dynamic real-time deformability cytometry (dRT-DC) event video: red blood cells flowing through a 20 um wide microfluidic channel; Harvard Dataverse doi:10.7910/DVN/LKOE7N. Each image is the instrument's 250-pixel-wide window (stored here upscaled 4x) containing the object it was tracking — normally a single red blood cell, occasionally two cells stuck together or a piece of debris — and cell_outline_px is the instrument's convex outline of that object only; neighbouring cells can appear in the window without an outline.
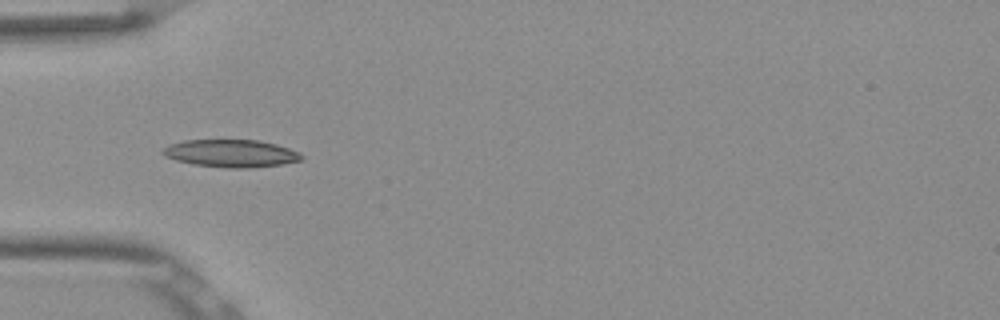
{"species": "Egyptian fruit bat (a non-hibernating species)", "species_latin": "Rousettus aegyptiacus", "temperature_condition": "room temperature", "stored_images_in_passage": 12, "camera_frame_rate_fps": 3000, "um_per_image_px": 0.085, "frame": {"image": 1, "passage_image": 3, "time_ms": 0.667, "image_size_px": [1000, 320], "cell_outline_px": [[304, 160], [284, 164], [248, 168], [228, 168], [192, 164], [176, 160], [164, 156], [160, 152], [164, 148], [172, 144], [184, 140], [260, 140], [276, 144], [300, 152], [304, 156]], "centroid_in_image_um": [19.68, 13.04], "position_along_channel_um": 65.3, "area_um2": 22.43}}